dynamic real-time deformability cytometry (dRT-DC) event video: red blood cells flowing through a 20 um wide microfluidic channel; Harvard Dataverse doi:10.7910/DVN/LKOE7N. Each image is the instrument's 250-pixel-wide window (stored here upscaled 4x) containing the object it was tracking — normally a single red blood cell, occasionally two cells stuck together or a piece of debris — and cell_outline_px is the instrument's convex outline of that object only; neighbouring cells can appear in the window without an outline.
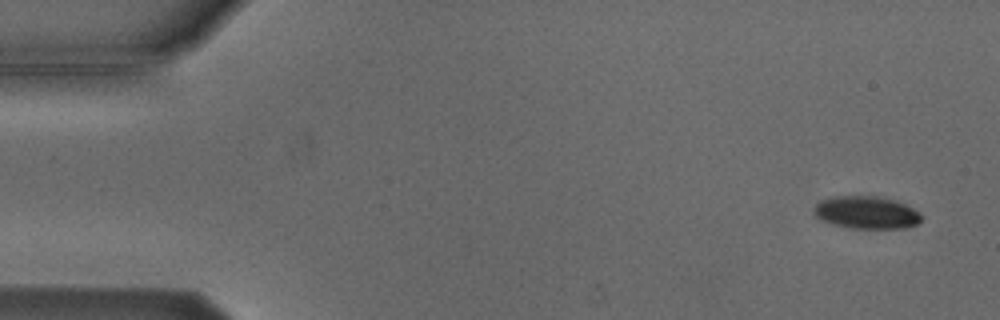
{"species": "Egyptian fruit bat (a non-hibernating species)", "species_latin": "Rousettus aegyptiacus", "temperature_condition": "cold", "stored_images_in_passage": 7, "camera_frame_rate_fps": 3000, "um_per_image_px": 0.085, "animal": {"sex": "male"}, "frame": {"image": 1, "passage_image": 1, "time_ms": 0.0, "image_size_px": [1000, 320], "cell_outline_px": [[920, 220], [916, 224], [904, 228], [852, 228], [820, 220], [812, 212], [816, 204], [820, 200], [832, 196], [884, 196], [896, 200], [920, 212]], "centroid_in_image_um": [73.62, 18.04], "position_along_channel_um": 11.4, "area_um2": 20.4}}
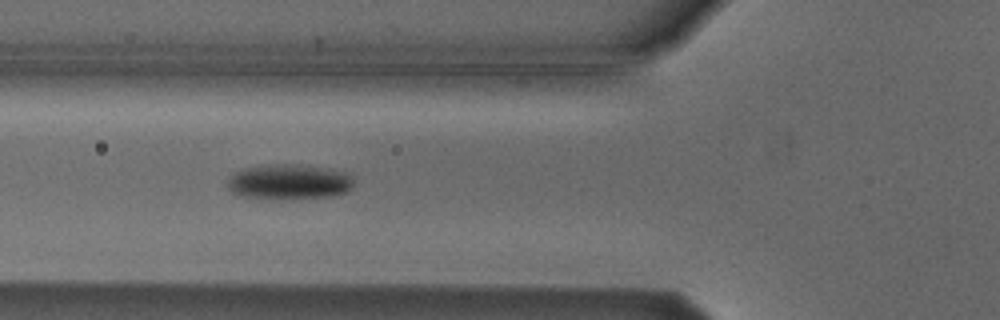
{"frame": {"image": 2, "passage_image": 6, "time_ms": 5.667, "image_size_px": [1000, 320], "cell_outline_px": [[352, 188], [348, 192], [332, 196], [276, 200], [240, 196], [232, 192], [228, 188], [228, 180], [236, 172], [244, 168], [272, 164], [292, 164], [328, 168], [348, 172], [352, 180]], "centroid_in_image_um": [24.59, 15.47], "position_along_channel_um": 101.2, "area_um2": 26.13}}
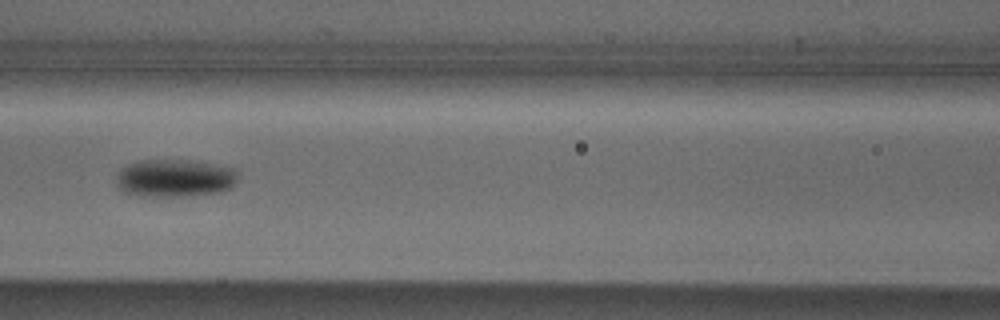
{"frame": {"image": 3, "passage_image": 7, "time_ms": 7.0, "image_size_px": [1000, 320], "cell_outline_px": [[236, 180], [232, 188], [220, 192], [192, 196], [140, 196], [124, 192], [116, 184], [116, 176], [120, 168], [136, 160], [192, 160], [216, 164], [232, 168], [236, 172]], "centroid_in_image_um": [14.83, 15.14], "position_along_channel_um": 151.8, "area_um2": 27.11}}